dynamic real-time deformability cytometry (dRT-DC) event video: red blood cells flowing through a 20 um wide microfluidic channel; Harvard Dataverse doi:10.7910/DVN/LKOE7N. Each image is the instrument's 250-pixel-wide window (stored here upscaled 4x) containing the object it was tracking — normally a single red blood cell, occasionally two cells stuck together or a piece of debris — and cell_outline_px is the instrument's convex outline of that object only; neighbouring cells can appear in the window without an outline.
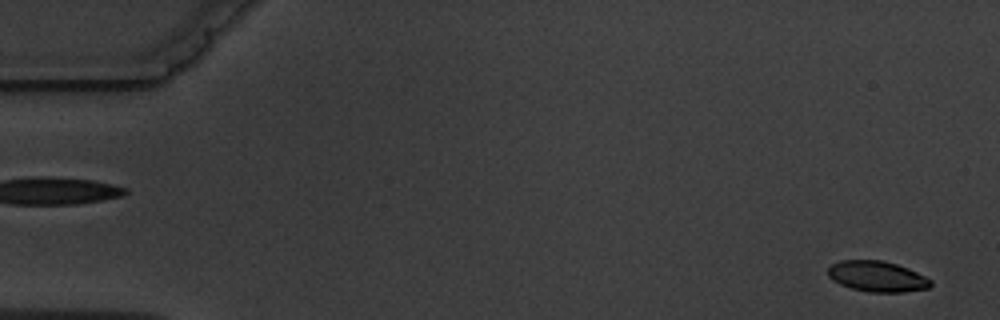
{"species": "common noctule bat (a hibernating species)", "species_latin": "Nyctalus noctula", "temperature_condition": "warm", "stored_images_in_passage": 3, "segment_of_instrument_passage": [2, 2], "camera_frame_rate_fps": 3000, "um_per_image_px": 0.085, "animal": {"sex": "male", "body_mass_g": 19.5, "forearm_length_mm": 54.6}, "frame": {"image": 1, "passage_image": 3, "time_ms": 2.333, "image_size_px": [1000, 320], "cell_outline_px": [[932, 284], [928, 288], [904, 292], [868, 292], [852, 288], [840, 284], [832, 280], [828, 276], [828, 268], [832, 264], [840, 260], [880, 260], [896, 264], [908, 268], [932, 280]], "centroid_in_image_um": [74.54, 23.49], "position_along_channel_um": 10.5, "area_um2": 18.32}}